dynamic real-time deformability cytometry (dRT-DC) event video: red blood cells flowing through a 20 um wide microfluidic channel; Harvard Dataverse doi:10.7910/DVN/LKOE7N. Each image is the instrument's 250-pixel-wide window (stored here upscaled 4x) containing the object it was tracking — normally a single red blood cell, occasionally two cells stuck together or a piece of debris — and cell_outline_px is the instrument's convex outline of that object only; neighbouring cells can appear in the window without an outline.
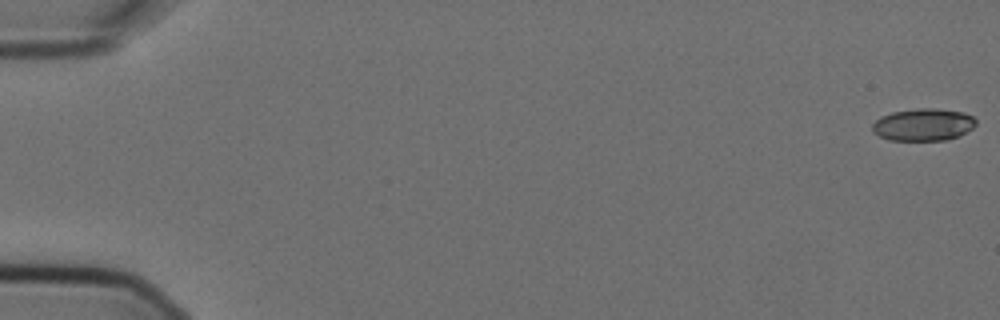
{"species": "Egyptian fruit bat (a non-hibernating species)", "species_latin": "Rousettus aegyptiacus", "temperature_condition": "cold", "stored_images_in_passage": 7, "camera_frame_rate_fps": 3000, "um_per_image_px": 0.085, "animal": {"sex": "female"}, "frame": {"image": 1, "passage_image": 1, "time_ms": 0.0, "image_size_px": [1000, 320], "cell_outline_px": [[976, 124], [972, 128], [960, 136], [944, 140], [888, 140], [872, 132], [872, 124], [880, 116], [892, 112], [920, 108], [936, 108], [964, 112], [972, 116], [976, 120]], "centroid_in_image_um": [78.47, 10.59], "position_along_channel_um": 6.5, "area_um2": 19.59}}
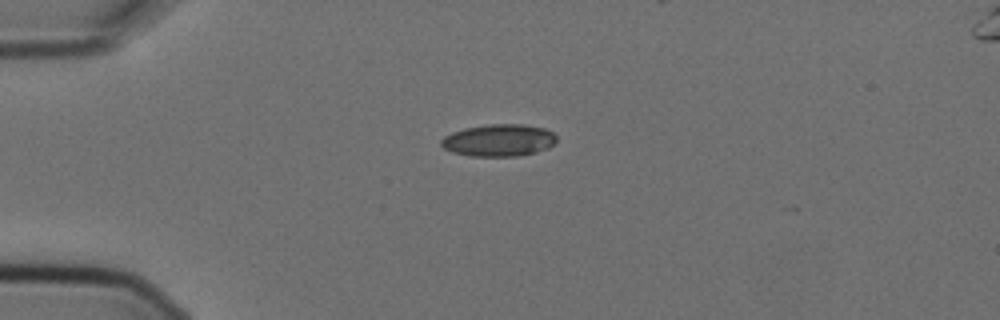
{"frame": {"image": 2, "passage_image": 5, "time_ms": 1.333, "image_size_px": [1000, 320], "cell_outline_px": [[556, 144], [548, 148], [536, 152], [516, 156], [472, 156], [452, 152], [444, 148], [440, 144], [440, 140], [444, 136], [452, 132], [464, 128], [488, 124], [524, 124], [544, 128], [552, 132], [556, 136]], "centroid_in_image_um": [42.4, 11.92], "position_along_channel_um": 42.6, "area_um2": 21.73}}
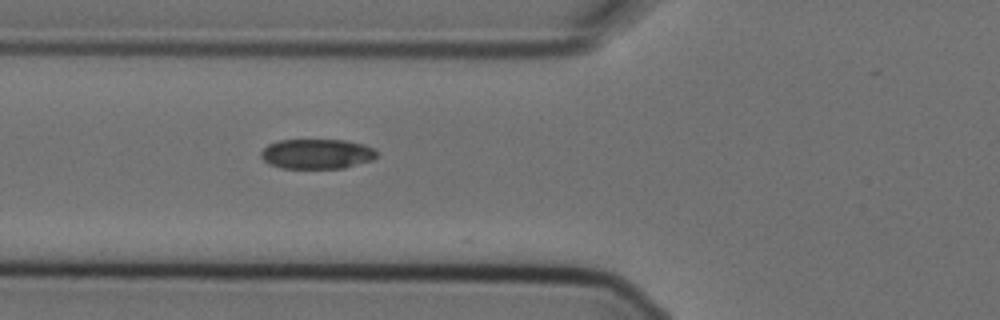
{"frame": {"image": 3, "passage_image": 7, "time_ms": 2.0, "image_size_px": [1000, 320], "cell_outline_px": [[376, 156], [372, 160], [344, 168], [280, 168], [268, 164], [260, 156], [260, 152], [268, 144], [280, 140], [344, 140], [364, 144], [372, 148], [376, 152]], "centroid_in_image_um": [26.9, 13.08], "position_along_channel_um": 98.9, "area_um2": 20.17}}